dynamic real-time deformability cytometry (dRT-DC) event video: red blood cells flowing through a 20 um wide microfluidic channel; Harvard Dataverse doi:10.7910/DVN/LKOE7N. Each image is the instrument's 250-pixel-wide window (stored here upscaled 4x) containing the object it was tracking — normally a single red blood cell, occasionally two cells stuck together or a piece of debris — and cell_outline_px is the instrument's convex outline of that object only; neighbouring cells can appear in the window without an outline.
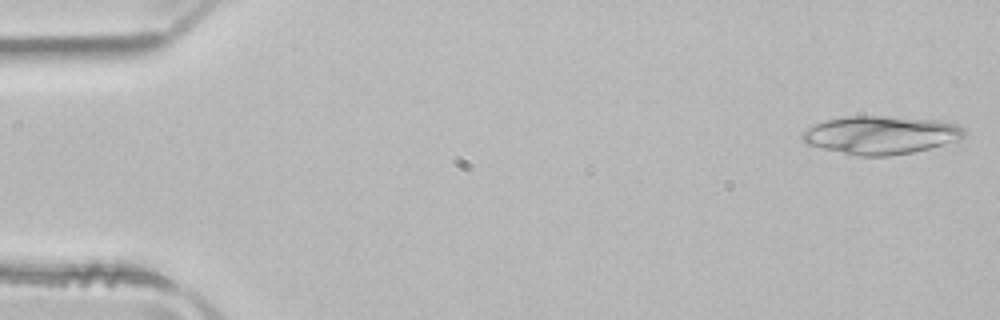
{"species": "common noctule bat (a hibernating species)", "species_latin": "Nyctalus noctula", "temperature_condition": "room temperature", "stored_images_in_passage": 17, "camera_frame_rate_fps": 3000, "um_per_image_px": 0.085, "animal": {"sex": "male", "body_mass_g": 21.5, "forearm_length_mm": 52.0}, "frame": {"image": 1, "passage_image": 1, "time_ms": 0.0, "image_size_px": [1000, 320], "cell_outline_px": [[968, 132], [960, 140], [912, 152], [892, 156], [856, 156], [804, 144], [800, 140], [800, 132], [824, 120], [844, 116], [884, 116], [936, 120], [956, 124], [964, 128]], "centroid_in_image_um": [74.82, 11.48], "position_along_channel_um": 10.2, "area_um2": 36.36}}
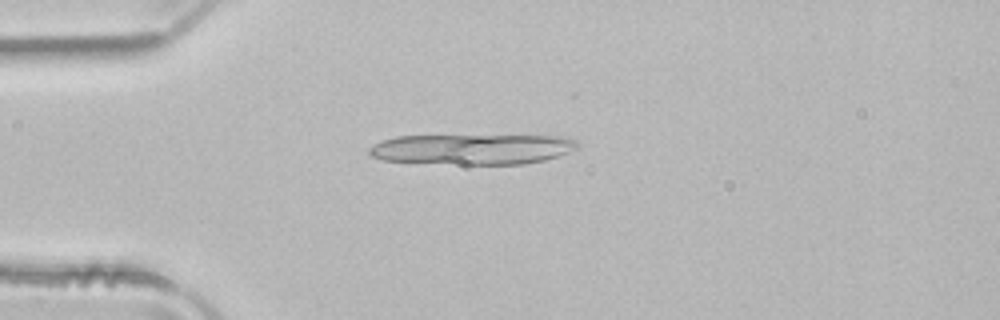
{"frame": {"image": 2, "passage_image": 12, "time_ms": 3.667, "image_size_px": [1000, 320], "cell_outline_px": [[580, 144], [576, 148], [568, 152], [544, 160], [524, 164], [460, 164], [384, 160], [372, 156], [368, 152], [368, 148], [372, 144], [396, 136], [564, 136], [576, 140]], "centroid_in_image_um": [40.16, 12.67], "position_along_channel_um": 44.8, "area_um2": 36.65}}